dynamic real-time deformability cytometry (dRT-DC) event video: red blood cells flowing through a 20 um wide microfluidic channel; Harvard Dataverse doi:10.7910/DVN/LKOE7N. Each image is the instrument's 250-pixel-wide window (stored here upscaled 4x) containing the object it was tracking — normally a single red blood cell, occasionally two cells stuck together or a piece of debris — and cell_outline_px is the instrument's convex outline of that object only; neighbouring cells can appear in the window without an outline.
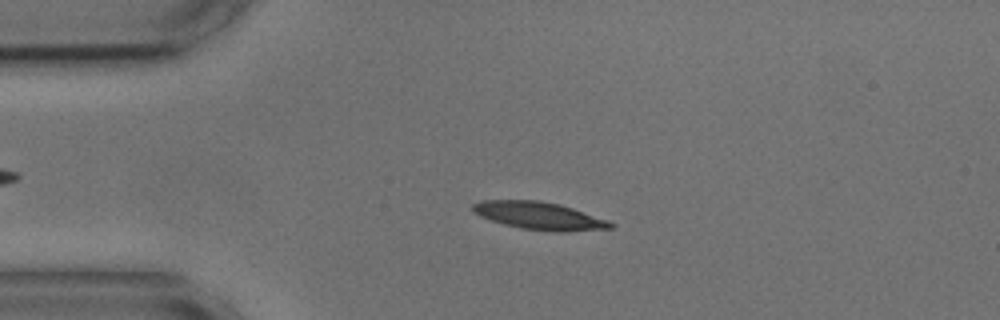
{"species": "common noctule bat (a hibernating species)", "species_latin": "Nyctalus noctula", "temperature_condition": "cold", "stored_images_in_passage": 54, "camera_frame_rate_fps": 3000, "um_per_image_px": 0.085, "animal": {"sex": "male", "body_mass_g": 17.9, "forearm_length_mm": 54.2}, "frame": {"image": 1, "passage_image": 11, "time_ms": 3.333, "image_size_px": [1000, 320], "cell_outline_px": [[616, 224], [612, 228], [568, 232], [556, 232], [520, 228], [504, 224], [480, 216], [472, 212], [472, 204], [480, 200], [540, 200], [560, 204], [608, 220]], "centroid_in_image_um": [45.84, 18.34], "position_along_channel_um": 39.2, "area_um2": 22.31}}
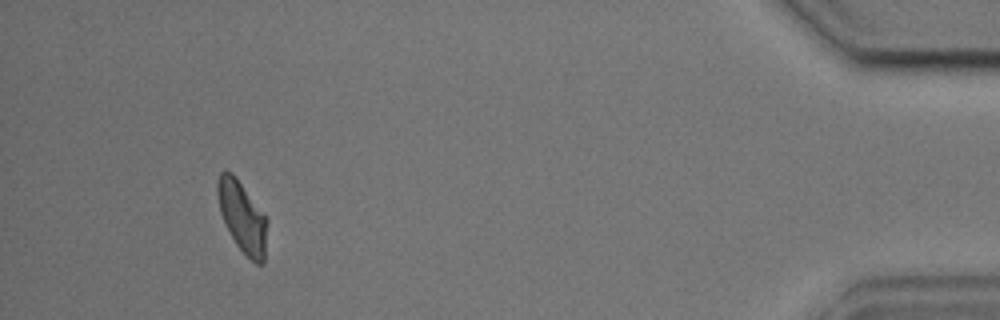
{"frame": {"image": 2, "passage_image": 50, "time_ms": 16.333, "image_size_px": [1000, 320], "cell_outline_px": [[268, 220], [264, 264], [256, 264], [236, 244], [224, 224], [220, 212], [216, 192], [216, 184], [220, 172], [232, 172], [236, 176]], "centroid_in_image_um": [20.59, 18.43], "position_along_channel_um": 414.6, "area_um2": 20.52}, "authors_computed_cell_mechanics": {"area_um2": 21.3571, "velocity_mm_per_s": 3.5978, "shape_relaxation_time_tau1_ms": 4.5222, "shape_relaxation_time_tau2_ms": 8.039, "deformation_change_tau1": 0.134, "deformation_change_tau2": 0.1583}}